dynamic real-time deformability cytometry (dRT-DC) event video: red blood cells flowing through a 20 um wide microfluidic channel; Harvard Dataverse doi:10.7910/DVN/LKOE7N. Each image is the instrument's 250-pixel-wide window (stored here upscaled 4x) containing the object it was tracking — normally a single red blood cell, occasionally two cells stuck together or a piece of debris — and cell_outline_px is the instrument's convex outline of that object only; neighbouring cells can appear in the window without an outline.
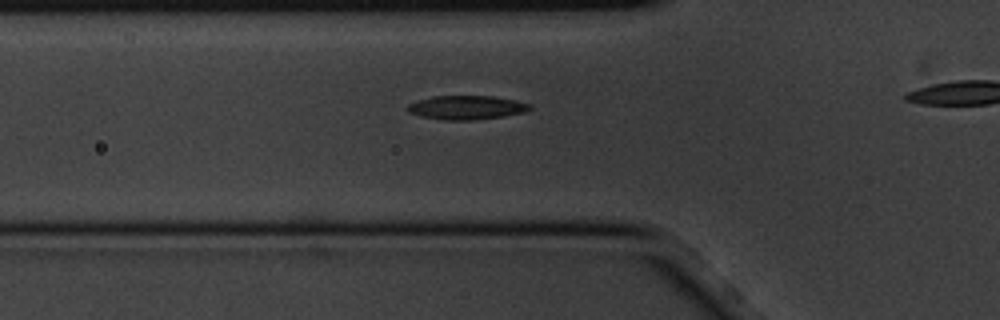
{"species": "common noctule bat (a hibernating species)", "species_latin": "Nyctalus noctula", "temperature_condition": "cold", "stored_images_in_passage": 6, "camera_frame_rate_fps": 3000, "um_per_image_px": 0.085, "animal": {"sex": "male", "body_mass_g": 20.1, "forearm_length_mm": 53.5}, "frame": {"image": 1, "passage_image": 6, "time_ms": 1.667, "image_size_px": [1000, 320], "cell_outline_px": [[532, 108], [524, 112], [504, 116], [476, 120], [444, 120], [420, 116], [408, 112], [404, 108], [408, 104], [416, 100], [432, 96], [492, 96], [532, 104]], "centroid_in_image_um": [39.6, 9.14], "position_along_channel_um": 86.2, "area_um2": 17.17}}